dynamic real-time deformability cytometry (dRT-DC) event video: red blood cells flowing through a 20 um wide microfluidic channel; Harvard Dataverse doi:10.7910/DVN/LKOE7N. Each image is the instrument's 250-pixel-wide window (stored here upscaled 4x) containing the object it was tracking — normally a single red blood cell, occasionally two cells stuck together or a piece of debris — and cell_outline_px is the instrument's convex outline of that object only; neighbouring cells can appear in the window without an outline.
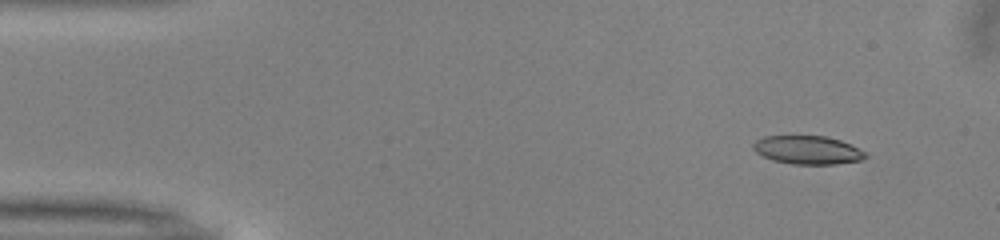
{"species": "common noctule bat (a hibernating species)", "species_latin": "Nyctalus noctula", "temperature_condition": "warm", "stored_images_in_passage": 47, "camera_frame_rate_fps": 3000, "um_per_image_px": 0.085, "animal": {"sex": "male", "body_mass_g": 13.0, "forearm_length_mm": 53.1}, "frame": {"image": 1, "passage_image": 1, "time_ms": 0.0, "image_size_px": [1000, 240], "cell_outline_px": [[868, 156], [860, 160], [836, 164], [792, 164], [772, 160], [756, 152], [752, 148], [752, 144], [756, 140], [764, 136], [824, 136], [840, 140], [868, 152]], "centroid_in_image_um": [68.66, 12.75], "position_along_channel_um": 16.3, "area_um2": 18.61}}
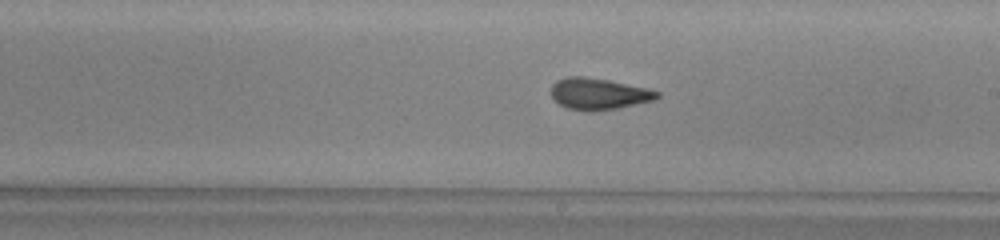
{"frame": {"image": 2, "passage_image": 25, "time_ms": 8.0, "image_size_px": [1000, 240], "cell_outline_px": [[660, 96], [652, 100], [636, 104], [616, 108], [568, 108], [560, 104], [552, 96], [552, 84], [556, 80], [564, 76], [584, 76], [608, 80], [648, 88], [660, 92]], "centroid_in_image_um": [50.9, 7.91], "position_along_channel_um": 238.1, "area_um2": 18.67}}
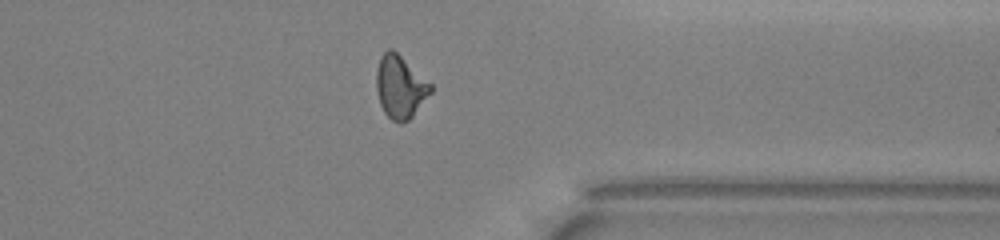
{"frame": {"image": 3, "passage_image": 36, "time_ms": 11.667, "image_size_px": [1000, 240], "cell_outline_px": [[432, 92], [412, 116], [408, 120], [400, 124], [392, 120], [384, 112], [380, 104], [376, 88], [376, 72], [380, 56], [388, 48], [392, 48], [432, 84]], "centroid_in_image_um": [34.01, 7.38], "position_along_channel_um": 377.4, "area_um2": 19.83}, "authors_computed_cell_mechanics": {"area_um2": 19.2474, "velocity_mm_per_s": 4.0176, "shape_relaxation_time_tau1_ms": 7.2482, "shape_relaxation_time_tau2_ms": 1.8327, "deformation_change_tau1": 0.2193, "deformation_change_tau2": 0.1068}}